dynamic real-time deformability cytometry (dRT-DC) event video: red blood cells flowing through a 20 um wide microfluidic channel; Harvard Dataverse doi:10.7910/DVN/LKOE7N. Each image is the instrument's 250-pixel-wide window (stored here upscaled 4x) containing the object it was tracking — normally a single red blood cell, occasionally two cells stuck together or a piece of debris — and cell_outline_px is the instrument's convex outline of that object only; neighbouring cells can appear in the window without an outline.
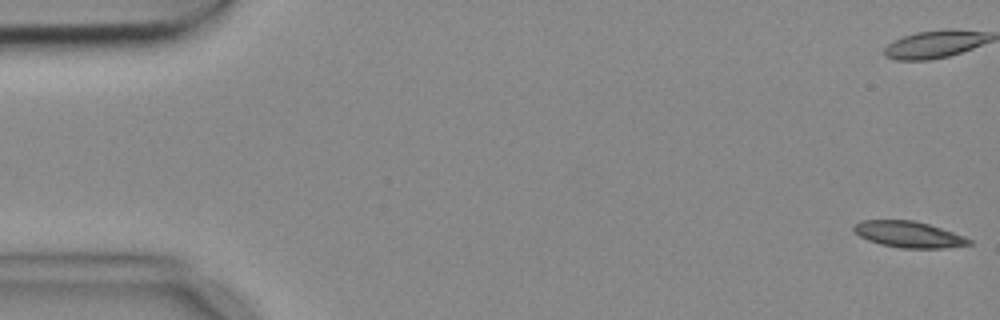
{"species": "common noctule bat (a hibernating species)", "species_latin": "Nyctalus noctula", "temperature_condition": "cold", "stored_images_in_passage": 5, "camera_frame_rate_fps": 3000, "um_per_image_px": 0.085, "animal": {"sex": "female", "body_mass_g": 18.4}, "frame": {"image": 1, "passage_image": 1, "time_ms": 0.0, "image_size_px": [1000, 320], "cell_outline_px": [[972, 244], [944, 248], [900, 248], [880, 244], [868, 240], [860, 236], [852, 228], [860, 220], [912, 220], [928, 224], [964, 236], [972, 240]], "centroid_in_image_um": [77.24, 19.93], "position_along_channel_um": 7.8, "area_um2": 17.46}}